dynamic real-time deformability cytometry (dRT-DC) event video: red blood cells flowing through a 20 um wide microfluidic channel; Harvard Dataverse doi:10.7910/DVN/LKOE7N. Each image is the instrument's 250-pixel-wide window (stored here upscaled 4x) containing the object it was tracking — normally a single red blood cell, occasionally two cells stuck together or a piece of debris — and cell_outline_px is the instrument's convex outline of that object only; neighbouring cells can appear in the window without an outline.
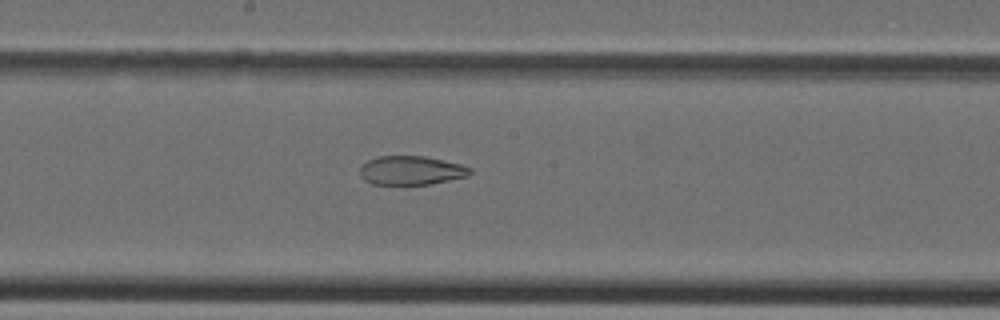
{"species": "Egyptian fruit bat (a non-hibernating species)", "species_latin": "Rousettus aegyptiacus", "temperature_condition": "cold", "stored_images_in_passage": 38, "camera_frame_rate_fps": 3000, "um_per_image_px": 0.085, "animal": {"sex": "female"}, "frame": {"image": 1, "passage_image": 21, "time_ms": 6.667, "image_size_px": [1000, 320], "cell_outline_px": [[472, 172], [468, 176], [428, 184], [372, 184], [364, 180], [360, 176], [360, 164], [368, 160], [380, 156], [424, 156], [460, 164], [472, 168]], "centroid_in_image_um": [34.92, 14.48], "position_along_channel_um": 213.3, "area_um2": 18.5}}
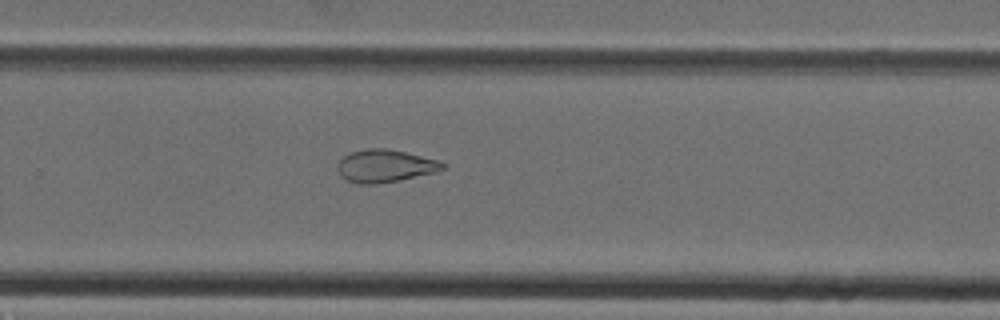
{"frame": {"image": 2, "passage_image": 26, "time_ms": 8.333, "image_size_px": [1000, 320], "cell_outline_px": [[448, 168], [436, 172], [400, 180], [376, 184], [356, 184], [340, 176], [336, 168], [340, 160], [344, 156], [352, 152], [368, 148], [384, 148], [404, 152], [436, 160], [444, 164]], "centroid_in_image_um": [32.71, 14.12], "position_along_channel_um": 297.1, "area_um2": 19.88}}
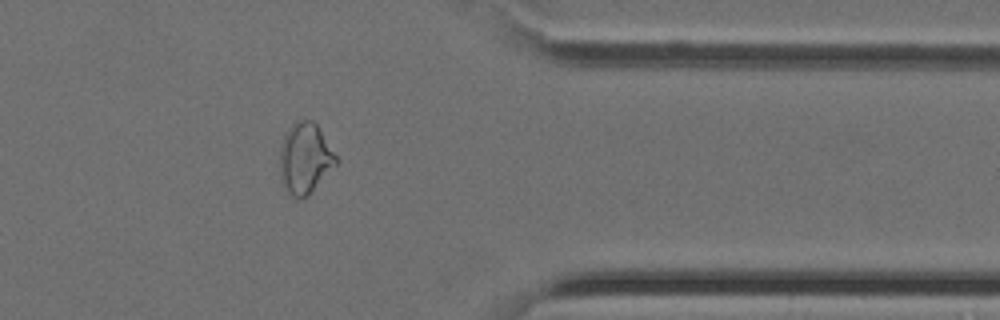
{"frame": {"image": 3, "passage_image": 32, "time_ms": 10.333, "image_size_px": [1000, 320], "cell_outline_px": [[336, 164], [308, 196], [300, 200], [292, 196], [288, 192], [280, 180], [280, 148], [284, 136], [288, 128], [296, 120], [312, 120], [316, 124], [336, 156]], "centroid_in_image_um": [25.89, 13.48], "position_along_channel_um": 385.5, "area_um2": 22.95}}